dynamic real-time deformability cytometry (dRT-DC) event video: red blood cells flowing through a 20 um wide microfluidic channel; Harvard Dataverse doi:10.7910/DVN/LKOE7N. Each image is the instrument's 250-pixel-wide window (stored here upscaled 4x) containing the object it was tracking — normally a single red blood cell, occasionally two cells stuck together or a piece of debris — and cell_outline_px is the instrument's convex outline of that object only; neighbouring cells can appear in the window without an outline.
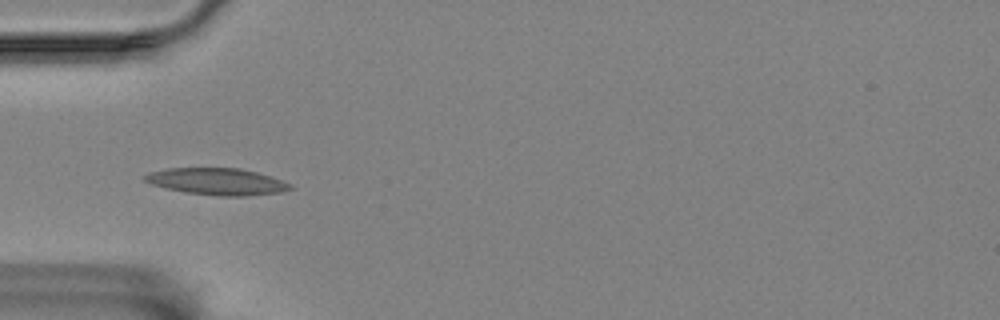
{"species": "Egyptian fruit bat (a non-hibernating species)", "species_latin": "Rousettus aegyptiacus", "temperature_condition": "room temperature", "stored_images_in_passage": 26, "camera_frame_rate_fps": 3000, "um_per_image_px": 0.085, "animal": {"sex": "female"}, "frame": {"image": 1, "passage_image": 1, "time_ms": 0.0, "image_size_px": [1000, 320], "cell_outline_px": [[292, 188], [280, 192], [248, 196], [220, 196], [184, 192], [148, 184], [144, 180], [144, 176], [148, 172], [168, 168], [240, 168], [256, 172], [292, 184]], "centroid_in_image_um": [18.39, 15.43], "position_along_channel_um": 66.6, "area_um2": 22.66}}
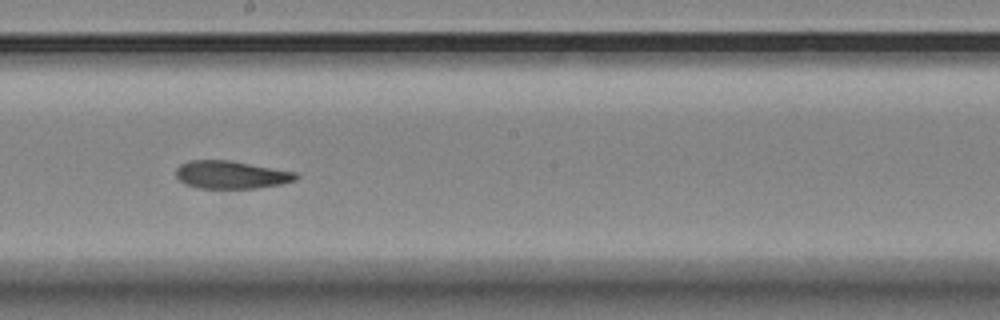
{"frame": {"image": 2, "passage_image": 15, "time_ms": 4.667, "image_size_px": [1000, 320], "cell_outline_px": [[300, 176], [296, 180], [280, 184], [256, 188], [200, 188], [184, 184], [176, 176], [176, 168], [180, 164], [188, 160], [228, 160], [296, 172]], "centroid_in_image_um": [19.63, 14.85], "position_along_channel_um": 228.6, "area_um2": 19.42}}
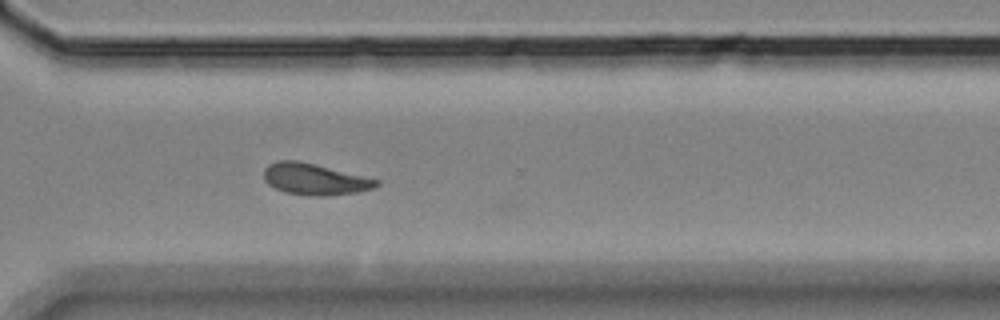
{"frame": {"image": 3, "passage_image": 25, "time_ms": 8.0, "image_size_px": [1000, 320], "cell_outline_px": [[380, 184], [372, 188], [356, 192], [320, 196], [308, 196], [284, 192], [268, 184], [264, 180], [264, 168], [268, 164], [276, 160], [296, 160], [380, 180]], "centroid_in_image_um": [26.69, 15.23], "position_along_channel_um": 343.9, "area_um2": 20.35}}